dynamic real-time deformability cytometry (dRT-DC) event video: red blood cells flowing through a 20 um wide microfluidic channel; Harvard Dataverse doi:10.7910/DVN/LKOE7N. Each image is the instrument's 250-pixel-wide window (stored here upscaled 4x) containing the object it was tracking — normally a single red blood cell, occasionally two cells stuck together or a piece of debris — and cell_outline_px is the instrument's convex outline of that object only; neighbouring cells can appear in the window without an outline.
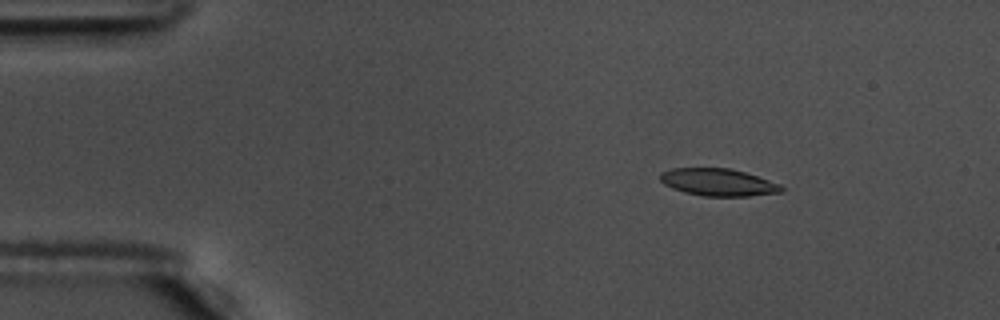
{"species": "common noctule bat (a hibernating species)", "species_latin": "Nyctalus noctula", "temperature_condition": "warm", "stored_images_in_passage": 56, "camera_frame_rate_fps": 3000, "um_per_image_px": 0.085, "animal": {"sex": "male", "body_mass_g": 17.5, "forearm_length_mm": 52.3}, "frame": {"image": 1, "passage_image": 8, "time_ms": 2.333, "image_size_px": [1000, 320], "cell_outline_px": [[784, 192], [748, 196], [704, 196], [684, 192], [672, 188], [664, 184], [660, 180], [660, 172], [672, 168], [728, 168], [744, 172], [780, 184], [784, 188]], "centroid_in_image_um": [61.03, 15.5], "position_along_channel_um": 24.0, "area_um2": 19.25}}
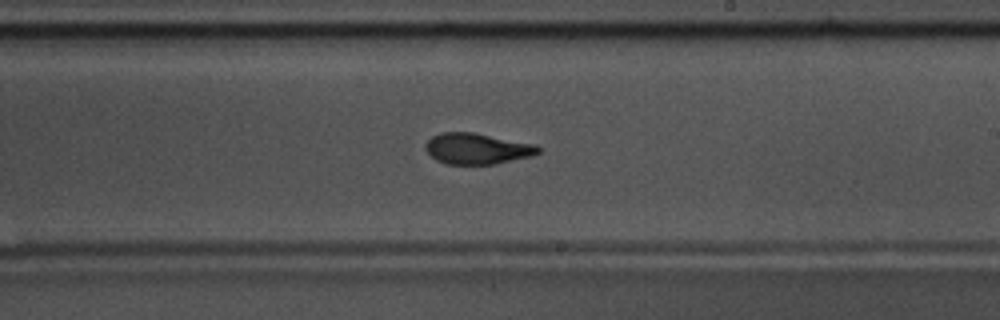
{"frame": {"image": 2, "passage_image": 33, "time_ms": 10.667, "image_size_px": [1000, 320], "cell_outline_px": [[540, 152], [532, 156], [496, 164], [444, 164], [436, 160], [424, 148], [424, 144], [432, 136], [440, 132], [476, 132], [536, 144], [540, 148]], "centroid_in_image_um": [40.56, 12.63], "position_along_channel_um": 248.4, "area_um2": 20.63}}
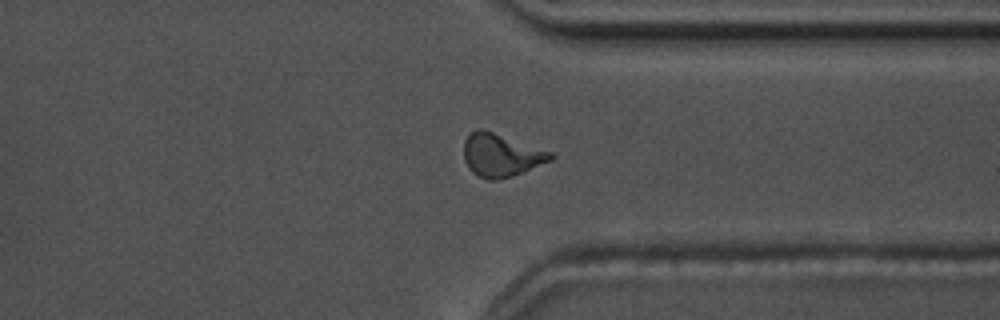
{"frame": {"image": 3, "passage_image": 43, "time_ms": 14.0, "image_size_px": [1000, 320], "cell_outline_px": [[556, 156], [552, 160], [512, 176], [496, 180], [488, 180], [472, 172], [468, 168], [464, 160], [464, 140], [468, 132], [476, 128], [484, 128], [552, 152]], "centroid_in_image_um": [42.56, 13.16], "position_along_channel_um": 368.8, "area_um2": 22.02}, "authors_computed_cell_mechanics": {"area_um2": 20.23, "velocity_mm_per_s": 3.6305, "shape_relaxation_time_tau1_ms": 3.6545, "shape_relaxation_time_tau2_ms": 1.268, "deformation_change_tau1": 0.1772, "deformation_change_tau2": 0.0822}}